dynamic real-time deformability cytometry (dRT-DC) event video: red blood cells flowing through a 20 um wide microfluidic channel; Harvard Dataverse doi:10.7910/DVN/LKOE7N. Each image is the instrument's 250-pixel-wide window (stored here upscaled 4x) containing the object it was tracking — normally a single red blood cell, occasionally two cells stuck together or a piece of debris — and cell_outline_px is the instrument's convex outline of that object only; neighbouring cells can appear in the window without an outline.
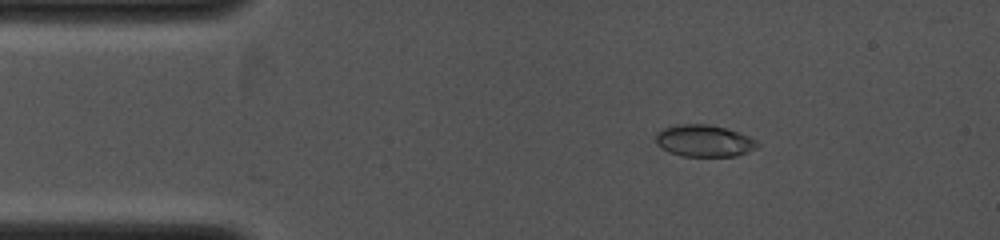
{"species": "common noctule bat (a hibernating species)", "species_latin": "Nyctalus noctula", "temperature_condition": "cold", "stored_images_in_passage": 5, "camera_frame_rate_fps": 4000, "um_per_image_px": 0.085, "animal": {"sex": "female", "body_mass_g": 19.0, "forearm_length_mm": 53.3}, "frame": {"image": 1, "passage_image": 2, "time_ms": 1.0, "image_size_px": [1000, 240], "cell_outline_px": [[760, 144], [756, 148], [748, 152], [736, 156], [680, 156], [668, 152], [660, 148], [656, 144], [656, 132], [664, 128], [676, 124], [708, 124], [740, 132], [756, 140]], "centroid_in_image_um": [59.83, 11.97], "position_along_channel_um": 25.2, "area_um2": 19.07}}
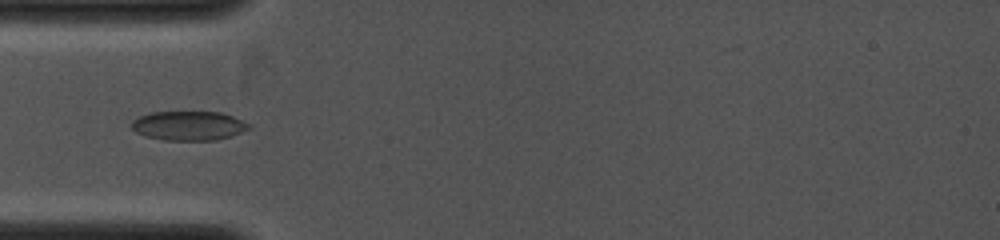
{"frame": {"image": 2, "passage_image": 4, "time_ms": 3.0, "image_size_px": [1000, 240], "cell_outline_px": [[252, 128], [216, 140], [164, 140], [144, 136], [136, 132], [132, 128], [132, 120], [148, 112], [220, 112], [232, 116], [252, 124]], "centroid_in_image_um": [16.03, 10.68], "position_along_channel_um": 69.0, "area_um2": 20.0}}
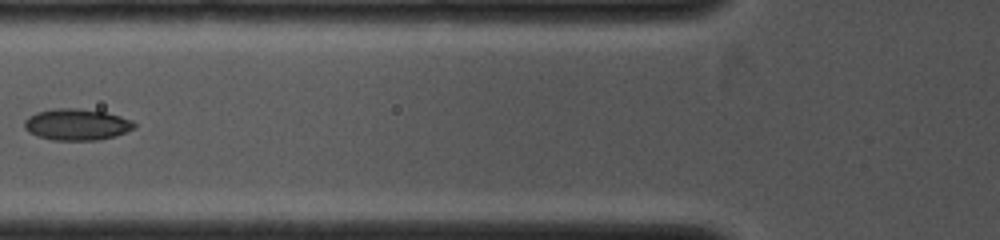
{"frame": {"image": 3, "passage_image": 5, "time_ms": 4.0, "image_size_px": [1000, 240], "cell_outline_px": [[136, 128], [116, 136], [100, 140], [52, 140], [36, 136], [28, 132], [24, 128], [24, 120], [28, 116], [36, 112], [52, 108], [80, 108], [104, 112], [120, 116], [132, 120], [136, 124]], "centroid_in_image_um": [6.51, 10.58], "position_along_channel_um": 119.3, "area_um2": 20.46}}